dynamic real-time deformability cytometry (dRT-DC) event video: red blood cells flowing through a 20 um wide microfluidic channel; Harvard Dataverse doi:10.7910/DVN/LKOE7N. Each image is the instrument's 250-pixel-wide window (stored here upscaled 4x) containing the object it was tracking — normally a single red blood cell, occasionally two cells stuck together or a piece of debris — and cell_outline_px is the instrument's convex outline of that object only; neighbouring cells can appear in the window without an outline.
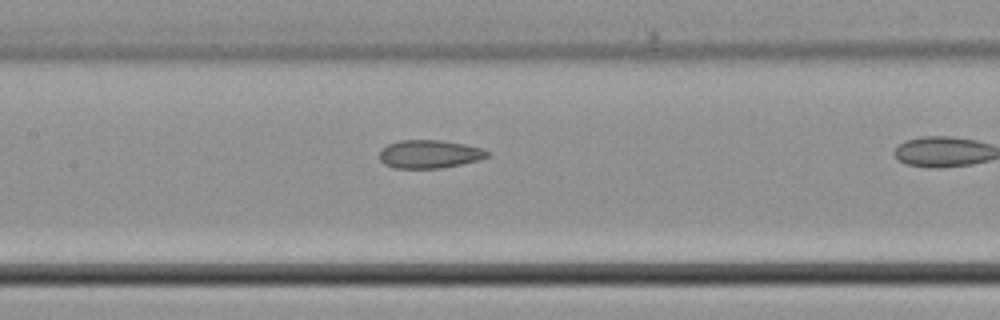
{"species": "common noctule bat (a hibernating species)", "species_latin": "Nyctalus noctula", "temperature_condition": "cold", "stored_images_in_passage": 19, "camera_frame_rate_fps": 3000, "um_per_image_px": 0.085, "animal": {"sex": "male", "body_mass_g": 21.5, "forearm_length_mm": 52.0}, "frame": {"image": 1, "passage_image": 16, "time_ms": 5.0, "image_size_px": [1000, 320], "cell_outline_px": [[492, 152], [488, 156], [480, 160], [440, 168], [392, 168], [384, 164], [380, 160], [380, 148], [388, 144], [400, 140], [440, 140], [464, 144], [480, 148]], "centroid_in_image_um": [36.48, 13.1], "position_along_channel_um": 170.9, "area_um2": 17.8}}